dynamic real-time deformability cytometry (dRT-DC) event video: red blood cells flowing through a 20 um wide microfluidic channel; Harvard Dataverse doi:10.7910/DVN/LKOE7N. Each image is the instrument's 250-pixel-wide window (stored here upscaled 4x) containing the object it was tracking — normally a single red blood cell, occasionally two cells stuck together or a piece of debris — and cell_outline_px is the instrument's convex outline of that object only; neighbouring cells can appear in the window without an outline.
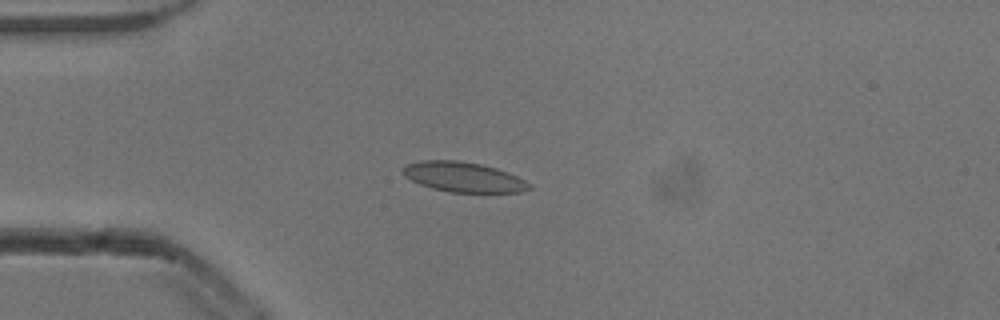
{"species": "common noctule bat (a hibernating species)", "species_latin": "Nyctalus noctula", "temperature_condition": "cold", "stored_images_in_passage": 33, "camera_frame_rate_fps": 3000, "um_per_image_px": 0.085, "animal": {"sex": "male", "body_mass_g": 13.3}, "frame": {"image": 1, "passage_image": 9, "time_ms": 2.667, "image_size_px": [1000, 320], "cell_outline_px": [[532, 188], [520, 192], [452, 192], [432, 188], [420, 184], [404, 176], [400, 172], [400, 168], [404, 164], [420, 160], [456, 160], [480, 164], [496, 168], [508, 172], [532, 184]], "centroid_in_image_um": [39.34, 15.03], "position_along_channel_um": 45.7, "area_um2": 22.2}}
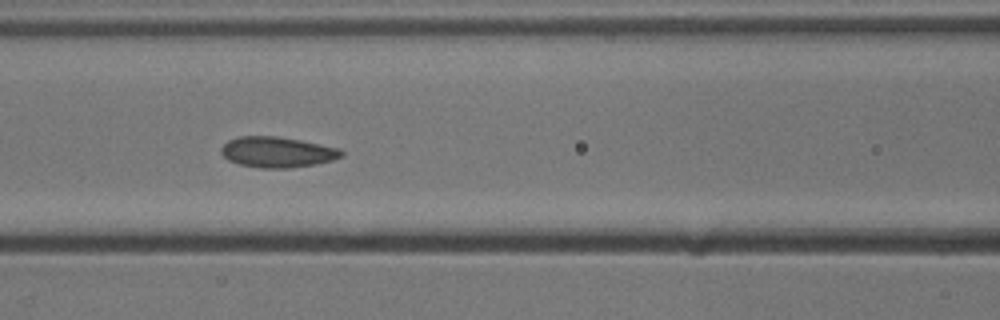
{"frame": {"image": 2, "passage_image": 18, "time_ms": 5.667, "image_size_px": [1000, 320], "cell_outline_px": [[344, 156], [332, 160], [316, 164], [288, 168], [260, 168], [240, 164], [228, 160], [220, 152], [220, 148], [228, 140], [240, 136], [276, 136], [300, 140], [340, 148], [344, 152]], "centroid_in_image_um": [23.57, 12.93], "position_along_channel_um": 143.0, "area_um2": 21.5}}
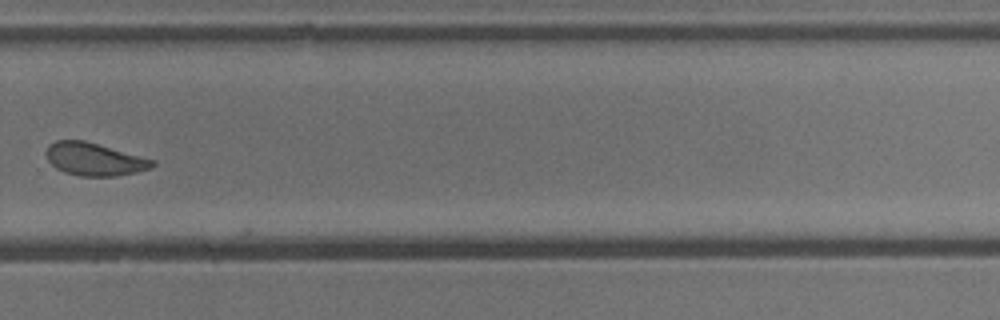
{"frame": {"image": 3, "passage_image": 32, "time_ms": 10.333, "image_size_px": [1000, 320], "cell_outline_px": [[156, 164], [152, 168], [136, 172], [116, 176], [80, 176], [64, 172], [56, 168], [48, 160], [44, 152], [48, 144], [56, 140], [84, 140], [156, 160]], "centroid_in_image_um": [8.01, 13.53], "position_along_channel_um": 321.8, "area_um2": 20.46}}